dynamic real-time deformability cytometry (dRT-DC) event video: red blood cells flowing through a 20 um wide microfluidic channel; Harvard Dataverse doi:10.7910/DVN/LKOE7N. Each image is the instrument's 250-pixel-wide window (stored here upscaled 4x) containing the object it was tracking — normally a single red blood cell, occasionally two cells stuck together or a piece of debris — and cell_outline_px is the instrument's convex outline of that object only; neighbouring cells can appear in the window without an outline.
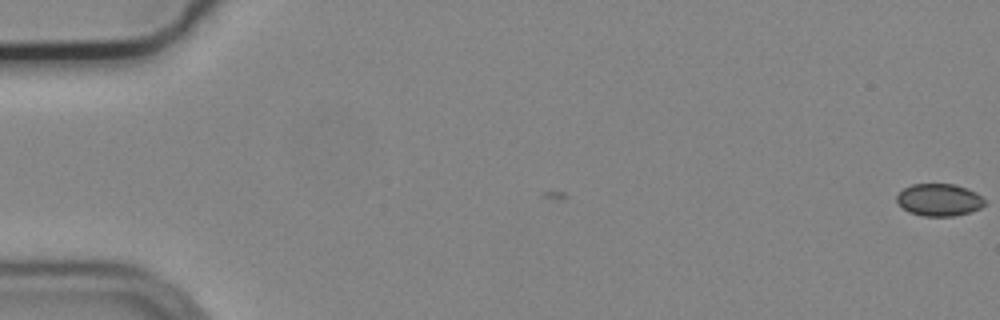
{"species": "common noctule bat (a hibernating species)", "species_latin": "Nyctalus noctula", "temperature_condition": "cold", "stored_images_in_passage": 4, "camera_frame_rate_fps": 3000, "um_per_image_px": 0.085, "animal": {"sex": "male", "body_mass_g": 19.2, "forearm_length_mm": 51.8}, "frame": {"image": 1, "passage_image": 1, "time_ms": 0.0, "image_size_px": [1000, 320], "cell_outline_px": [[984, 204], [980, 208], [968, 212], [952, 216], [924, 216], [908, 212], [896, 200], [896, 196], [904, 188], [912, 184], [952, 184], [976, 192], [984, 200]], "centroid_in_image_um": [79.79, 16.99], "position_along_channel_um": 5.2, "area_um2": 16.24}}